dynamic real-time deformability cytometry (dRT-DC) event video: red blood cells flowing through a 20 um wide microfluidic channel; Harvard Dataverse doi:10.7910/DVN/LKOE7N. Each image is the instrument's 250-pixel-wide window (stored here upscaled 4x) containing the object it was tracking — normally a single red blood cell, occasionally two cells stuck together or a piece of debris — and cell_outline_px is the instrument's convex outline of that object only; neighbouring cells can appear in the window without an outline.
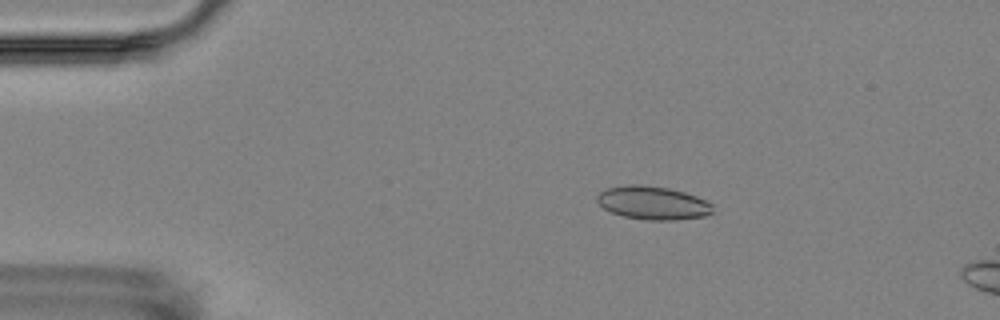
{"species": "Egyptian fruit bat (a non-hibernating species)", "species_latin": "Rousettus aegyptiacus", "temperature_condition": "room temperature", "stored_images_in_passage": 4, "camera_frame_rate_fps": 3000, "um_per_image_px": 0.085, "animal": {"sex": "female"}, "frame": {"image": 1, "passage_image": 2, "time_ms": 1.333, "image_size_px": [1000, 320], "cell_outline_px": [[712, 212], [704, 216], [676, 220], [648, 220], [624, 216], [612, 212], [604, 208], [596, 200], [596, 196], [600, 192], [608, 188], [628, 184], [640, 184], [668, 188], [684, 192], [696, 196], [712, 204]], "centroid_in_image_um": [55.48, 17.24], "position_along_channel_um": 29.5, "area_um2": 22.31}}